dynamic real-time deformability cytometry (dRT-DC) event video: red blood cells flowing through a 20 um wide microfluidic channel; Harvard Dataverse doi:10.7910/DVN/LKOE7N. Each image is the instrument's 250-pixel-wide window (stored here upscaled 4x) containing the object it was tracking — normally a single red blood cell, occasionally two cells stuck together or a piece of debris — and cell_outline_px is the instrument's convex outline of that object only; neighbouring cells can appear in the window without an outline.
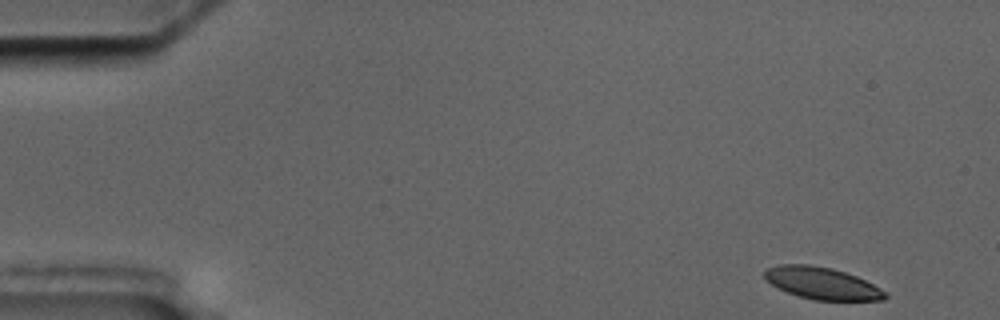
{"species": "common noctule bat (a hibernating species)", "species_latin": "Nyctalus noctula", "temperature_condition": "cold", "stored_images_in_passage": 5, "camera_frame_rate_fps": 3000, "um_per_image_px": 0.085, "animal": {"sex": "male", "body_mass_g": 17.5, "forearm_length_mm": 52.3}, "frame": {"image": 1, "passage_image": 1, "time_ms": 0.0, "image_size_px": [1000, 320], "cell_outline_px": [[888, 296], [884, 300], [812, 300], [776, 288], [764, 276], [764, 272], [768, 268], [780, 264], [808, 264], [832, 268], [856, 276], [880, 288]], "centroid_in_image_um": [69.86, 24.07], "position_along_channel_um": 15.1, "area_um2": 22.25}}
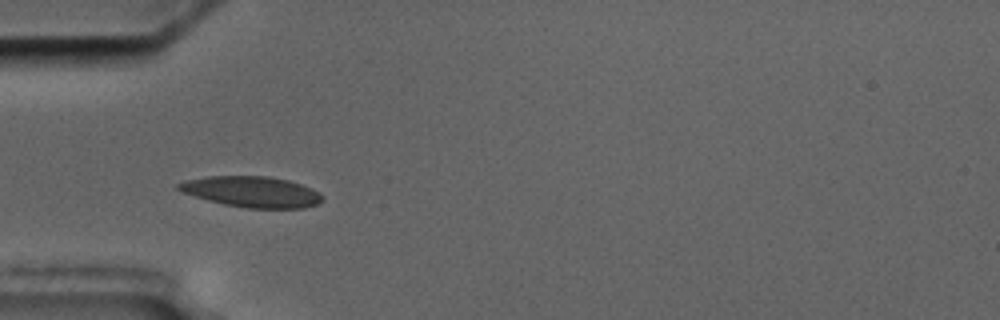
{"frame": {"image": 2, "passage_image": 5, "time_ms": 4.667, "image_size_px": [1000, 320], "cell_outline_px": [[324, 196], [316, 204], [304, 208], [248, 208], [224, 204], [208, 200], [184, 192], [176, 188], [176, 184], [184, 180], [208, 176], [268, 176], [288, 180], [312, 188], [320, 192]], "centroid_in_image_um": [21.41, 16.29], "position_along_channel_um": 63.6, "area_um2": 25.72}}